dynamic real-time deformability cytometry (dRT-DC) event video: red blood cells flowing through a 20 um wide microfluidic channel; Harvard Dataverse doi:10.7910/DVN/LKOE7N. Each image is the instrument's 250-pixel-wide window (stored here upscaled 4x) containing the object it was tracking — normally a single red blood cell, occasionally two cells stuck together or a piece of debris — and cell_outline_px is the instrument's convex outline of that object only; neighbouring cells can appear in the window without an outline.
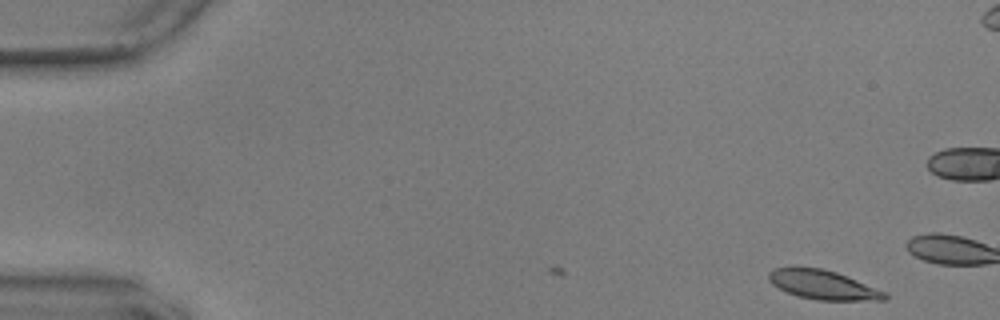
{"species": "common noctule bat (a hibernating species)", "species_latin": "Nyctalus noctula", "temperature_condition": "warm", "stored_images_in_passage": 2, "camera_frame_rate_fps": 3000, "um_per_image_px": 0.085, "animal": {"sex": "male", "body_mass_g": 17.9, "forearm_length_mm": 54.2}, "frame": {"image": 1, "passage_image": 2, "time_ms": 0.333, "image_size_px": [1000, 320], "cell_outline_px": [[888, 300], [816, 300], [796, 296], [772, 284], [768, 280], [768, 272], [772, 268], [796, 264], [820, 268], [836, 272], [856, 280], [884, 292], [888, 296]], "centroid_in_image_um": [69.84, 24.17], "position_along_channel_um": 15.2, "area_um2": 20.06}}